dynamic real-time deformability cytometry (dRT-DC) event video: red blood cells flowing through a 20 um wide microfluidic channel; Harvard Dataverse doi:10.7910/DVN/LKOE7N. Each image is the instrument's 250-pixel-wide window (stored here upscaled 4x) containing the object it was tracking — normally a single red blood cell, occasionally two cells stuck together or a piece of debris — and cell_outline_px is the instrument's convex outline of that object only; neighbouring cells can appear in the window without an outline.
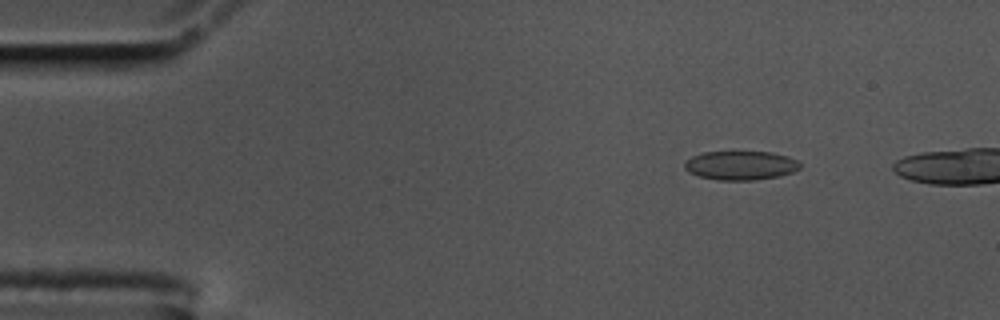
{"species": "common noctule bat (a hibernating species)", "species_latin": "Nyctalus noctula", "temperature_condition": "cold", "stored_images_in_passage": 52, "camera_frame_rate_fps": 3000, "um_per_image_px": 0.085, "animal": {"sex": "male", "body_mass_g": 17.5, "forearm_length_mm": 52.3}, "frame": {"image": 1, "passage_image": 8, "time_ms": 2.333, "image_size_px": [1000, 320], "cell_outline_px": [[800, 168], [792, 172], [780, 176], [756, 180], [716, 180], [700, 176], [688, 172], [684, 168], [684, 164], [692, 156], [704, 152], [772, 152], [788, 156], [796, 160], [800, 164]], "centroid_in_image_um": [62.96, 14.06], "position_along_channel_um": 22.0, "area_um2": 19.48}}
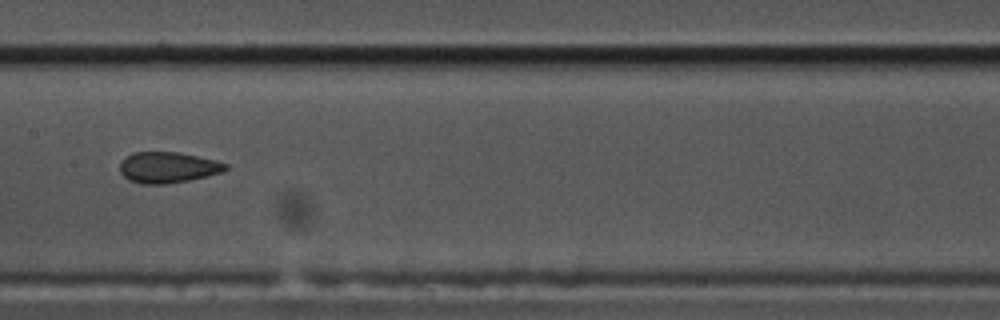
{"frame": {"image": 2, "passage_image": 29, "time_ms": 9.333, "image_size_px": [1000, 320], "cell_outline_px": [[228, 168], [224, 172], [208, 176], [168, 184], [140, 184], [128, 180], [120, 172], [120, 160], [132, 152], [180, 152], [216, 160], [228, 164]], "centroid_in_image_um": [14.27, 14.23], "position_along_channel_um": 193.1, "area_um2": 19.36}}
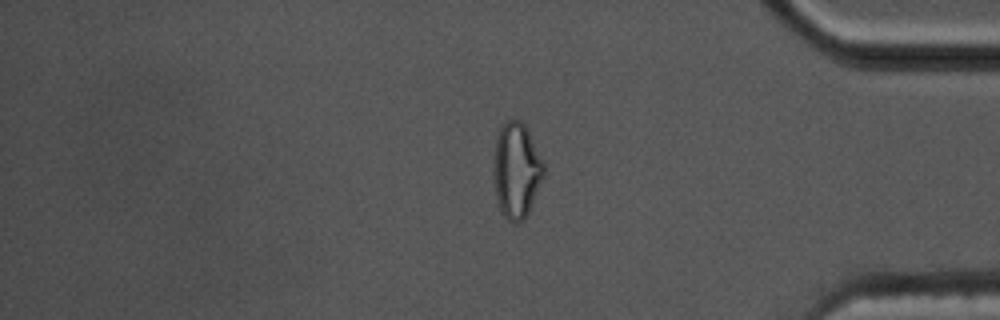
{"frame": {"image": 3, "passage_image": 48, "time_ms": 15.667, "image_size_px": [1000, 320], "cell_outline_px": [[544, 176], [528, 212], [524, 220], [516, 224], [508, 220], [500, 212], [496, 196], [492, 172], [492, 164], [496, 136], [500, 128], [508, 120], [520, 120], [528, 128], [544, 164]], "centroid_in_image_um": [43.87, 14.48], "position_along_channel_um": 391.3, "area_um2": 28.26}}